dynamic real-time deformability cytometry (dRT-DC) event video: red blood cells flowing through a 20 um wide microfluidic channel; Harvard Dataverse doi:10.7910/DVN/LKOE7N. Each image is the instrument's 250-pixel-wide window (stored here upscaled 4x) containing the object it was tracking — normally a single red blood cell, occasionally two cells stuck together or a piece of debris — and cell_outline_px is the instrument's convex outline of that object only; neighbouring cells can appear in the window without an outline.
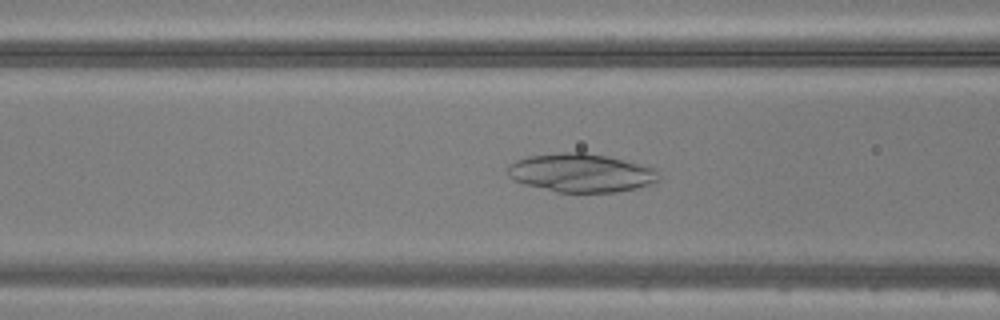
{"species": "common noctule bat (a hibernating species)", "species_latin": "Nyctalus noctula", "temperature_condition": "warm", "stored_images_in_passage": 33, "camera_frame_rate_fps": 3000, "um_per_image_px": 0.085, "animal": {"sex": "male", "body_mass_g": 20.5, "forearm_length_mm": 52.5}, "frame": {"image": 1, "passage_image": 7, "time_ms": 2.0, "image_size_px": [1000, 320], "cell_outline_px": [[660, 180], [636, 188], [616, 192], [556, 192], [524, 184], [512, 180], [508, 176], [508, 164], [516, 160], [528, 156], [560, 152], [584, 152], [624, 160], [656, 168], [660, 176]], "centroid_in_image_um": [49.36, 14.69], "position_along_channel_um": 117.2, "area_um2": 33.99}}
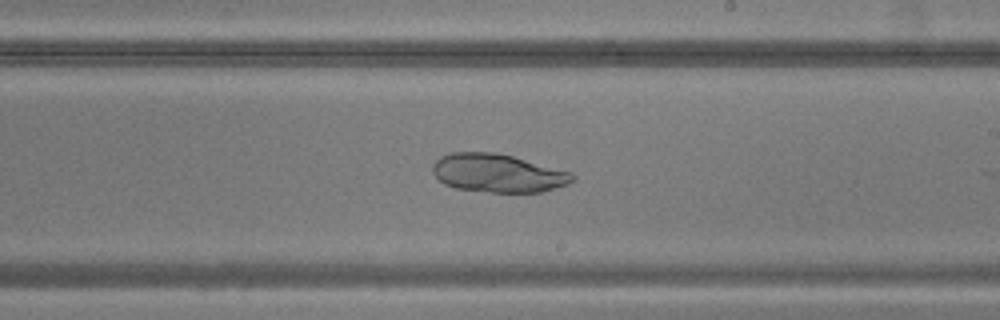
{"frame": {"image": 2, "passage_image": 16, "time_ms": 5.0, "image_size_px": [1000, 320], "cell_outline_px": [[576, 176], [568, 184], [540, 192], [492, 192], [456, 188], [444, 184], [432, 172], [432, 164], [440, 156], [452, 152], [496, 152], [512, 156], [572, 172]], "centroid_in_image_um": [42.3, 14.71], "position_along_channel_um": 246.7, "area_um2": 31.15}}
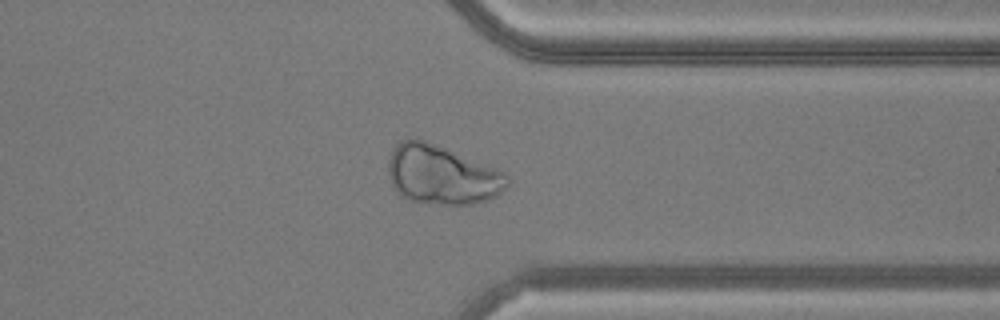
{"frame": {"image": 3, "passage_image": 25, "time_ms": 8.0, "image_size_px": [1000, 320], "cell_outline_px": [[508, 184], [496, 196], [488, 200], [472, 204], [440, 204], [412, 200], [400, 196], [396, 192], [392, 184], [388, 172], [388, 160], [396, 144], [400, 140], [416, 136], [496, 168], [504, 172], [508, 176]], "centroid_in_image_um": [37.53, 14.84], "position_along_channel_um": 373.9, "area_um2": 41.1}}